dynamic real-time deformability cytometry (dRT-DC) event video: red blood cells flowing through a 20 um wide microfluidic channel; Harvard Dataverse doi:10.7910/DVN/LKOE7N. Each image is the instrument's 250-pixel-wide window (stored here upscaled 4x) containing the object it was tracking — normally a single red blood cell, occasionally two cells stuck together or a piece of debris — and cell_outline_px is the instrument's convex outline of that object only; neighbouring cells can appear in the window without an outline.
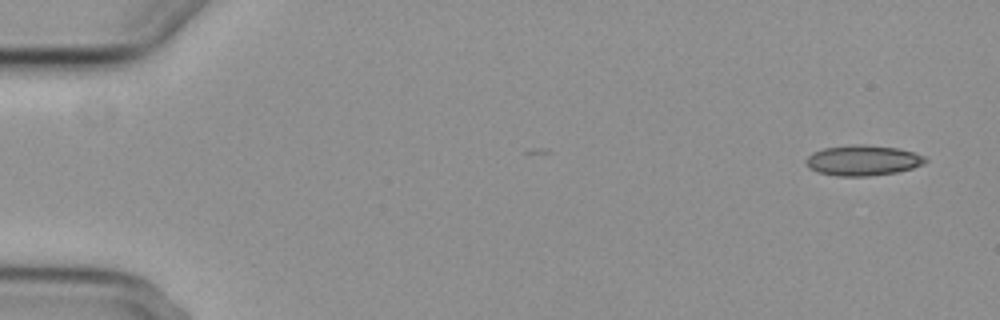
{"species": "common noctule bat (a hibernating species)", "species_latin": "Nyctalus noctula", "temperature_condition": "cold", "stored_images_in_passage": 4, "camera_frame_rate_fps": 3000, "um_per_image_px": 0.085, "animal": {"sex": "female", "body_mass_g": 29.2, "forearm_length_mm": 56.3}, "frame": {"image": 1, "passage_image": 1, "time_ms": 0.0, "image_size_px": [1000, 320], "cell_outline_px": [[928, 160], [924, 164], [912, 168], [896, 172], [868, 176], [836, 176], [816, 172], [808, 168], [804, 164], [804, 160], [812, 152], [824, 148], [852, 144], [864, 144], [900, 148], [924, 156]], "centroid_in_image_um": [73.29, 13.63], "position_along_channel_um": 11.7, "area_um2": 21.44}}
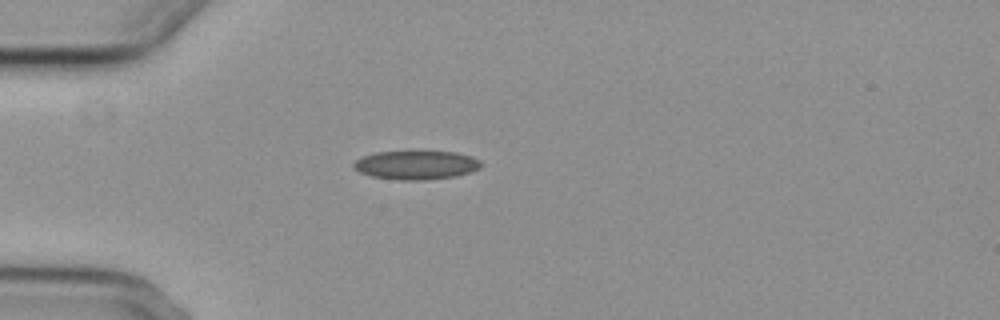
{"frame": {"image": 2, "passage_image": 4, "time_ms": 4.333, "image_size_px": [1000, 320], "cell_outline_px": [[484, 164], [480, 168], [472, 172], [456, 176], [424, 180], [400, 180], [372, 176], [360, 172], [352, 168], [352, 164], [360, 156], [376, 152], [408, 148], [416, 148], [456, 152], [472, 156], [480, 160]], "centroid_in_image_um": [35.38, 13.96], "position_along_channel_um": 49.6, "area_um2": 22.77}}